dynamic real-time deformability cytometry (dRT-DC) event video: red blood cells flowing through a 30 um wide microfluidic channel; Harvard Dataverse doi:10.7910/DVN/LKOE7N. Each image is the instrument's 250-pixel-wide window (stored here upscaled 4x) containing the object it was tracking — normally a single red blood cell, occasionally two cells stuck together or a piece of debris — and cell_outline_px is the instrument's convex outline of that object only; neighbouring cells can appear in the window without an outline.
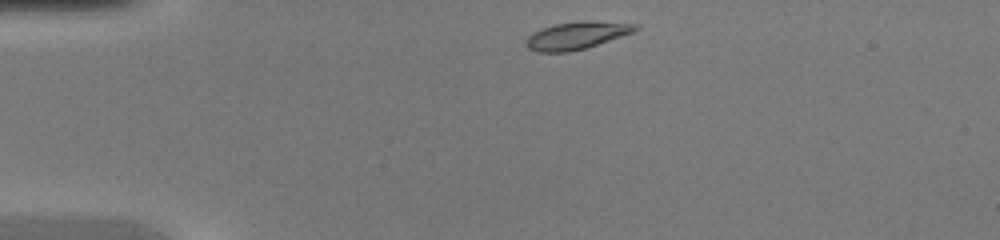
{"species": "common noctule bat (a hibernating species)", "species_latin": "Nyctalus noctula", "temperature_condition": "warm", "stored_images_in_passage": 37, "camera_frame_rate_fps": 3000, "um_per_image_px": 0.085, "animal": {"sex": "female", "body_mass_g": 20.0, "forearm_length_mm": 54.0}, "frame": {"image": 1, "passage_image": 1, "time_ms": 0.0, "image_size_px": [1000, 240], "cell_outline_px": [[640, 28], [632, 32], [584, 48], [568, 52], [536, 52], [528, 48], [524, 44], [528, 36], [532, 32], [556, 24], [584, 20], [588, 20], [640, 24]], "centroid_in_image_um": [48.99, 3.0], "position_along_channel_um": 36.0, "area_um2": 17.34}}
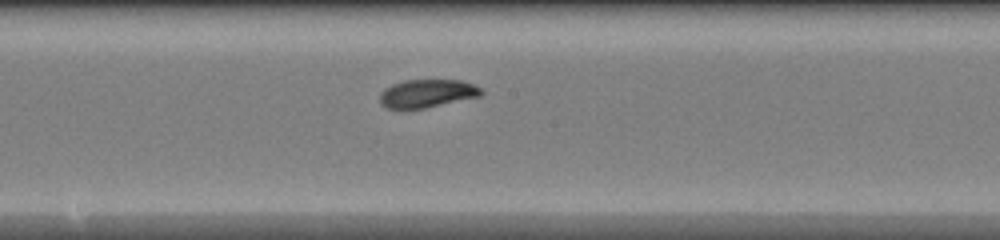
{"frame": {"image": 2, "passage_image": 16, "time_ms": 5.0, "image_size_px": [1000, 240], "cell_outline_px": [[484, 92], [480, 96], [424, 108], [384, 108], [380, 104], [380, 92], [384, 88], [392, 84], [404, 80], [460, 80], [472, 84], [480, 88]], "centroid_in_image_um": [36.26, 7.93], "position_along_channel_um": 211.9, "area_um2": 16.53}}
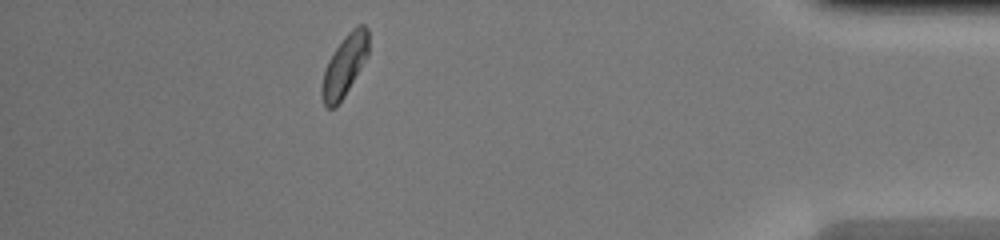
{"frame": {"image": 3, "passage_image": 32, "time_ms": 10.333, "image_size_px": [1000, 240], "cell_outline_px": [[368, 56], [344, 96], [332, 108], [328, 108], [324, 104], [320, 92], [320, 88], [324, 72], [328, 60], [332, 52], [344, 36], [352, 28], [360, 24], [364, 24], [368, 28]], "centroid_in_image_um": [29.28, 5.53], "position_along_channel_um": 405.9, "area_um2": 16.59}}